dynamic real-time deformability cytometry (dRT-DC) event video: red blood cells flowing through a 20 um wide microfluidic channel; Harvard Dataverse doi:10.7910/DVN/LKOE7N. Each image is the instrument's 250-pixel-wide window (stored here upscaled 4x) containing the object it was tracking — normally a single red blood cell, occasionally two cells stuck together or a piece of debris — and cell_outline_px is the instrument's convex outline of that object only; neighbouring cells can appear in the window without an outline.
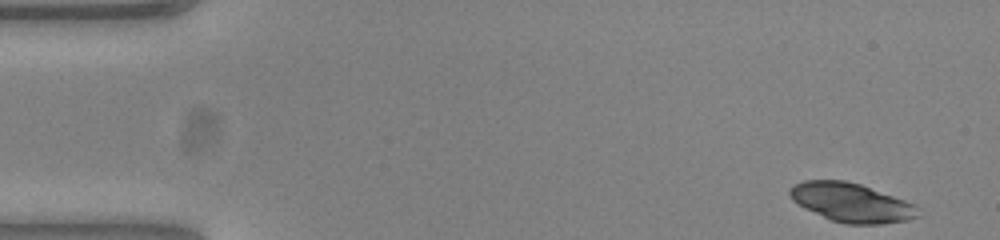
{"species": "common noctule bat (a hibernating species)", "species_latin": "Nyctalus noctula", "temperature_condition": "warm", "stored_images_in_passage": 50, "camera_frame_rate_fps": 3000, "um_per_image_px": 0.085, "animal": {"sex": "female", "body_mass_g": 23.0, "forearm_length_mm": 53.4}, "frame": {"image": 1, "passage_image": 1, "time_ms": 0.0, "image_size_px": [1000, 240], "cell_outline_px": [[920, 216], [908, 220], [880, 224], [848, 224], [832, 220], [804, 208], [792, 200], [788, 192], [796, 184], [804, 180], [844, 180], [860, 184], [916, 204]], "centroid_in_image_um": [72.39, 17.22], "position_along_channel_um": 12.6, "area_um2": 28.9}}
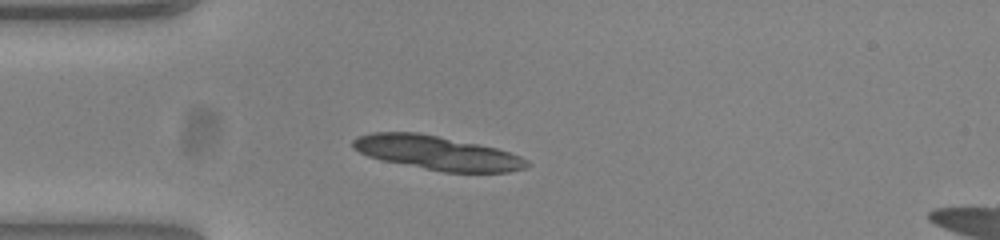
{"frame": {"image": 2, "passage_image": 12, "time_ms": 3.667, "image_size_px": [1000, 240], "cell_outline_px": [[532, 164], [524, 168], [508, 172], [444, 172], [384, 160], [368, 156], [352, 148], [352, 140], [360, 136], [372, 132], [416, 132], [496, 148], [520, 156], [528, 160]], "centroid_in_image_um": [37.16, 13.0], "position_along_channel_um": 47.8, "area_um2": 33.93}, "authors_computed_cell_mechanics": {"area_um2": 18.2359, "velocity_mm_per_s": 3.8325, "shape_relaxation_time_tau1_ms": 4.0933, "shape_relaxation_time_tau2_ms": 2.1849, "deformation_change_tau1": 0.0944, "deformation_change_tau2": 0.0486}}